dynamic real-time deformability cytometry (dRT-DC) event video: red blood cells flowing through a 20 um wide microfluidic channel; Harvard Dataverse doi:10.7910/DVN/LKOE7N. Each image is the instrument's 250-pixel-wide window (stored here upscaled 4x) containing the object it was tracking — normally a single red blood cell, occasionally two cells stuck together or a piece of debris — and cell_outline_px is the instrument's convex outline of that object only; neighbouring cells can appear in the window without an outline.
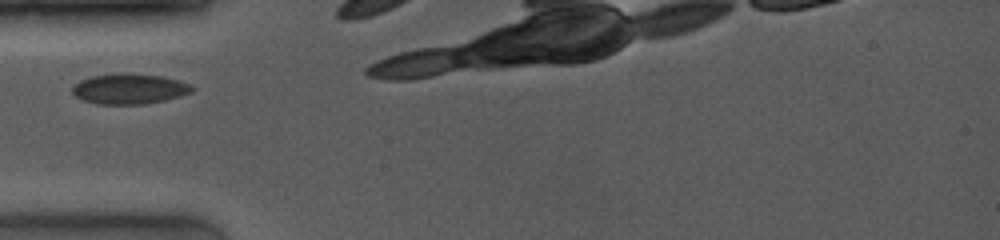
{"species": "common noctule bat (a hibernating species)", "species_latin": "Nyctalus noctula", "temperature_condition": "room temperature", "stored_images_in_passage": 4, "camera_frame_rate_fps": 4000, "um_per_image_px": 0.085, "animal": {"sex": "female", "body_mass_g": 19.0, "forearm_length_mm": 53.3}, "frame": {"image": 1, "passage_image": 1, "time_ms": 0.0, "image_size_px": [1000, 240], "cell_outline_px": [[196, 88], [192, 92], [180, 96], [164, 100], [144, 104], [96, 104], [84, 100], [76, 96], [72, 92], [72, 88], [80, 80], [92, 76], [124, 72], [128, 72], [160, 76], [192, 84]], "centroid_in_image_um": [11.02, 7.54], "position_along_channel_um": 74.0, "area_um2": 21.21}}